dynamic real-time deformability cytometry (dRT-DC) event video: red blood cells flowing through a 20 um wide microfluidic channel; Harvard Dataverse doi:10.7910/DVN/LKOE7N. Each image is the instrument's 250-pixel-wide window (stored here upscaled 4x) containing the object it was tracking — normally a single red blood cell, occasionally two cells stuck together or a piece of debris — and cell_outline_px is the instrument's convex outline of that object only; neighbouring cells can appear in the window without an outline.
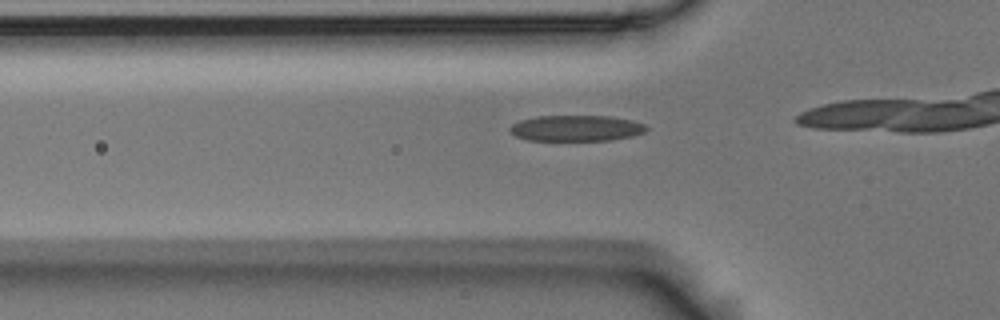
{"species": "Egyptian fruit bat (a non-hibernating species)", "species_latin": "Rousettus aegyptiacus", "temperature_condition": "room temperature", "stored_images_in_passage": 7, "camera_frame_rate_fps": 3000, "um_per_image_px": 0.085, "animal": {"sex": "male"}, "frame": {"image": 1, "passage_image": 3, "time_ms": 0.667, "image_size_px": [1000, 320], "cell_outline_px": [[648, 128], [644, 132], [632, 136], [612, 140], [528, 140], [516, 136], [508, 128], [512, 124], [520, 120], [536, 116], [612, 116], [632, 120], [644, 124]], "centroid_in_image_um": [48.98, 10.89], "position_along_channel_um": 76.8, "area_um2": 20.58}}
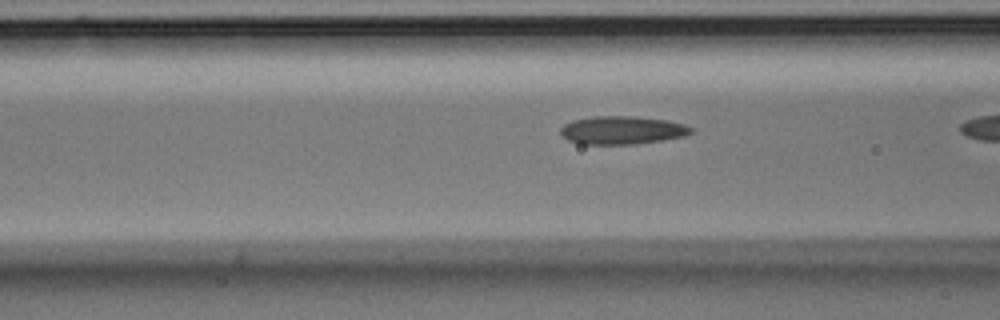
{"frame": {"image": 2, "passage_image": 6, "time_ms": 1.667, "image_size_px": [1000, 320], "cell_outline_px": [[692, 132], [684, 136], [664, 140], [636, 144], [580, 144], [568, 140], [560, 132], [560, 128], [564, 124], [572, 120], [596, 116], [632, 116], [668, 120], [684, 124], [692, 128]], "centroid_in_image_um": [52.88, 11.06], "position_along_channel_um": 113.7, "area_um2": 21.44}}